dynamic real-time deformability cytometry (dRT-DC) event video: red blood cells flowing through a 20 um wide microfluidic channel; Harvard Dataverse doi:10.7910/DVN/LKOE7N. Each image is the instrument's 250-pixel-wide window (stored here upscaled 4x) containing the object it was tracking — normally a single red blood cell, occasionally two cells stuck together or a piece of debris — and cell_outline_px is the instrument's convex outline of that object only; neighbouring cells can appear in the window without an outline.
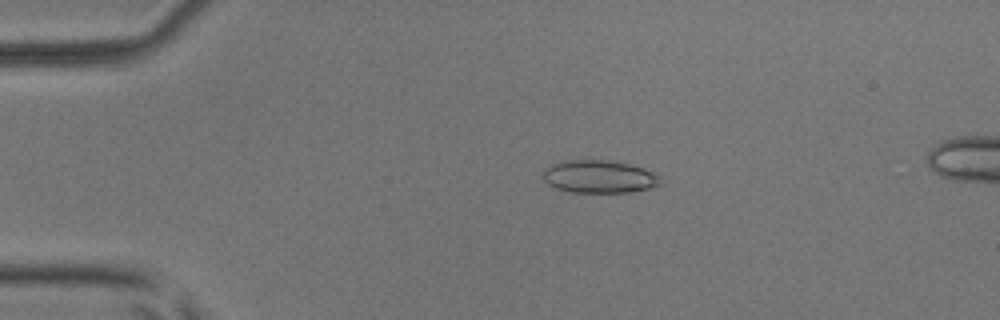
{"species": "common noctule bat (a hibernating species)", "species_latin": "Nyctalus noctula", "temperature_condition": "room temperature", "stored_images_in_passage": 51, "camera_frame_rate_fps": 3000, "um_per_image_px": 0.085, "animal": {"sex": "male", "body_mass_g": 17.9, "forearm_length_mm": 54.2}, "frame": {"image": 1, "passage_image": 12, "time_ms": 3.667, "image_size_px": [1000, 320], "cell_outline_px": [[664, 184], [648, 188], [628, 192], [572, 192], [556, 188], [548, 184], [544, 180], [544, 168], [552, 164], [568, 160], [604, 160], [628, 164], [644, 168], [660, 176]], "centroid_in_image_um": [50.95, 15.02], "position_along_channel_um": 34.0, "area_um2": 22.31}}
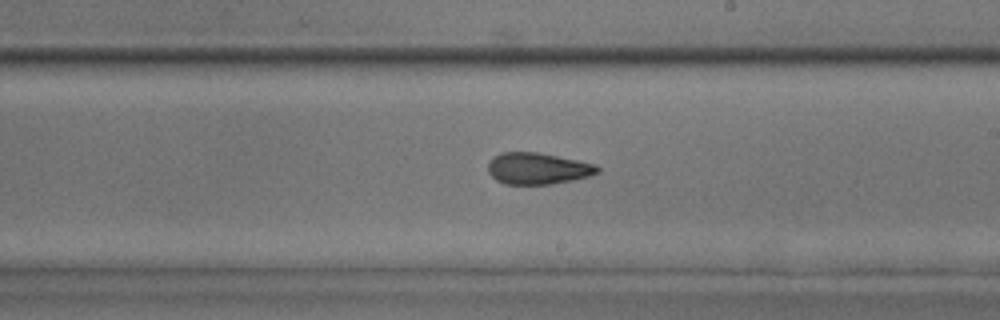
{"frame": {"image": 2, "passage_image": 32, "time_ms": 10.333, "image_size_px": [1000, 320], "cell_outline_px": [[600, 172], [588, 176], [572, 180], [552, 184], [504, 184], [496, 180], [488, 172], [488, 164], [492, 156], [500, 152], [536, 152], [596, 164], [600, 168]], "centroid_in_image_um": [45.68, 14.32], "position_along_channel_um": 243.3, "area_um2": 20.11}}
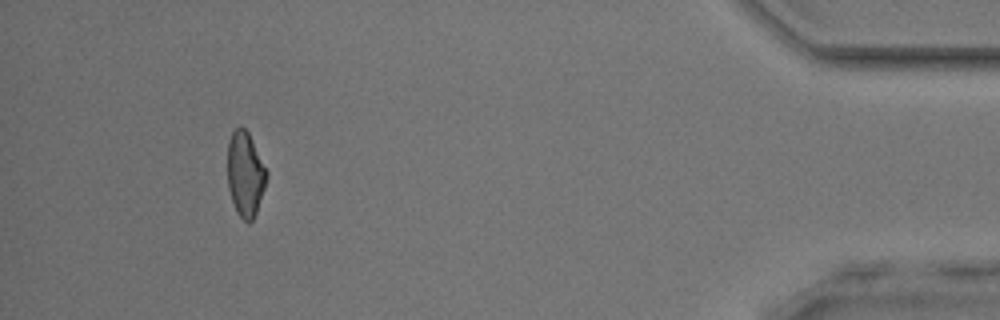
{"frame": {"image": 3, "passage_image": 50, "time_ms": 16.333, "image_size_px": [1000, 320], "cell_outline_px": [[268, 176], [256, 212], [252, 220], [244, 220], [236, 212], [228, 188], [228, 140], [232, 132], [240, 124], [248, 132], [268, 172]], "centroid_in_image_um": [20.84, 14.76], "position_along_channel_um": 414.4, "area_um2": 19.13}}